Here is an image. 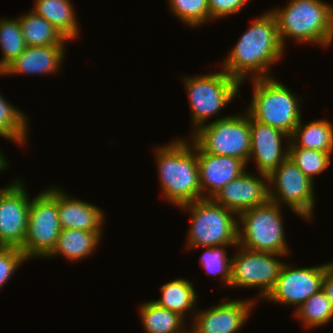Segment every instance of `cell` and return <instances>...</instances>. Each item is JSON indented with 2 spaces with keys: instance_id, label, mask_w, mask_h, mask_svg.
Returning <instances> with one entry per match:
<instances>
[{
  "instance_id": "6da1fadb",
  "label": "cell",
  "mask_w": 333,
  "mask_h": 333,
  "mask_svg": "<svg viewBox=\"0 0 333 333\" xmlns=\"http://www.w3.org/2000/svg\"><path fill=\"white\" fill-rule=\"evenodd\" d=\"M286 48L279 38L270 10L252 21L223 60L222 70L241 85L248 80L273 77L269 70L283 58ZM251 78V79H249Z\"/></svg>"
},
{
  "instance_id": "7a4b0ae2",
  "label": "cell",
  "mask_w": 333,
  "mask_h": 333,
  "mask_svg": "<svg viewBox=\"0 0 333 333\" xmlns=\"http://www.w3.org/2000/svg\"><path fill=\"white\" fill-rule=\"evenodd\" d=\"M169 143L157 146L154 151L158 181L163 199L181 207L202 199L197 144L190 137L189 141L180 137Z\"/></svg>"
},
{
  "instance_id": "3957f363",
  "label": "cell",
  "mask_w": 333,
  "mask_h": 333,
  "mask_svg": "<svg viewBox=\"0 0 333 333\" xmlns=\"http://www.w3.org/2000/svg\"><path fill=\"white\" fill-rule=\"evenodd\" d=\"M283 47L291 38L296 43L329 47L333 42V5L323 0H290L285 7L270 10ZM286 38V39H285Z\"/></svg>"
},
{
  "instance_id": "277c9868",
  "label": "cell",
  "mask_w": 333,
  "mask_h": 333,
  "mask_svg": "<svg viewBox=\"0 0 333 333\" xmlns=\"http://www.w3.org/2000/svg\"><path fill=\"white\" fill-rule=\"evenodd\" d=\"M253 95L249 116L265 125L279 129L290 137L301 120V97L274 77L253 79Z\"/></svg>"
},
{
  "instance_id": "5b68a950",
  "label": "cell",
  "mask_w": 333,
  "mask_h": 333,
  "mask_svg": "<svg viewBox=\"0 0 333 333\" xmlns=\"http://www.w3.org/2000/svg\"><path fill=\"white\" fill-rule=\"evenodd\" d=\"M190 213L186 249L238 245V216L212 198H203L179 207ZM236 218V219H235Z\"/></svg>"
},
{
  "instance_id": "8992f818",
  "label": "cell",
  "mask_w": 333,
  "mask_h": 333,
  "mask_svg": "<svg viewBox=\"0 0 333 333\" xmlns=\"http://www.w3.org/2000/svg\"><path fill=\"white\" fill-rule=\"evenodd\" d=\"M279 205L268 200L265 204L238 215V245L258 252L290 254Z\"/></svg>"
},
{
  "instance_id": "52a82bcc",
  "label": "cell",
  "mask_w": 333,
  "mask_h": 333,
  "mask_svg": "<svg viewBox=\"0 0 333 333\" xmlns=\"http://www.w3.org/2000/svg\"><path fill=\"white\" fill-rule=\"evenodd\" d=\"M182 80L191 108L192 134L232 102L242 86L222 68L219 72L185 76Z\"/></svg>"
},
{
  "instance_id": "ba28073f",
  "label": "cell",
  "mask_w": 333,
  "mask_h": 333,
  "mask_svg": "<svg viewBox=\"0 0 333 333\" xmlns=\"http://www.w3.org/2000/svg\"><path fill=\"white\" fill-rule=\"evenodd\" d=\"M190 135L204 152L241 159L248 167L251 134L250 116L246 111L243 115L218 116Z\"/></svg>"
},
{
  "instance_id": "9c48e42d",
  "label": "cell",
  "mask_w": 333,
  "mask_h": 333,
  "mask_svg": "<svg viewBox=\"0 0 333 333\" xmlns=\"http://www.w3.org/2000/svg\"><path fill=\"white\" fill-rule=\"evenodd\" d=\"M48 187L31 199L27 233L20 249L25 257L45 259L54 249L61 231L58 187Z\"/></svg>"
},
{
  "instance_id": "30bf717a",
  "label": "cell",
  "mask_w": 333,
  "mask_h": 333,
  "mask_svg": "<svg viewBox=\"0 0 333 333\" xmlns=\"http://www.w3.org/2000/svg\"><path fill=\"white\" fill-rule=\"evenodd\" d=\"M268 187L270 201L280 207L289 206L301 219L313 220L316 198L314 182L290 158L268 176Z\"/></svg>"
},
{
  "instance_id": "8fae6325",
  "label": "cell",
  "mask_w": 333,
  "mask_h": 333,
  "mask_svg": "<svg viewBox=\"0 0 333 333\" xmlns=\"http://www.w3.org/2000/svg\"><path fill=\"white\" fill-rule=\"evenodd\" d=\"M231 256V280L229 288H259L260 300H264L275 287L284 264L276 253L258 252L237 245ZM260 290V291H259Z\"/></svg>"
},
{
  "instance_id": "7c38bea8",
  "label": "cell",
  "mask_w": 333,
  "mask_h": 333,
  "mask_svg": "<svg viewBox=\"0 0 333 333\" xmlns=\"http://www.w3.org/2000/svg\"><path fill=\"white\" fill-rule=\"evenodd\" d=\"M332 263L329 261L326 264L298 268L285 262L275 287L264 300L288 307L292 305L296 310V307L322 289L324 272Z\"/></svg>"
},
{
  "instance_id": "4fadbf2b",
  "label": "cell",
  "mask_w": 333,
  "mask_h": 333,
  "mask_svg": "<svg viewBox=\"0 0 333 333\" xmlns=\"http://www.w3.org/2000/svg\"><path fill=\"white\" fill-rule=\"evenodd\" d=\"M19 178L0 189V246L20 248L27 233L31 199Z\"/></svg>"
},
{
  "instance_id": "5bb4252c",
  "label": "cell",
  "mask_w": 333,
  "mask_h": 333,
  "mask_svg": "<svg viewBox=\"0 0 333 333\" xmlns=\"http://www.w3.org/2000/svg\"><path fill=\"white\" fill-rule=\"evenodd\" d=\"M256 300L225 298L213 307L197 309L189 330L191 333H236L250 317Z\"/></svg>"
},
{
  "instance_id": "9a60e30c",
  "label": "cell",
  "mask_w": 333,
  "mask_h": 333,
  "mask_svg": "<svg viewBox=\"0 0 333 333\" xmlns=\"http://www.w3.org/2000/svg\"><path fill=\"white\" fill-rule=\"evenodd\" d=\"M247 170L227 183L212 198L217 204L235 212L237 216L269 200L268 175H255Z\"/></svg>"
},
{
  "instance_id": "2e32d148",
  "label": "cell",
  "mask_w": 333,
  "mask_h": 333,
  "mask_svg": "<svg viewBox=\"0 0 333 333\" xmlns=\"http://www.w3.org/2000/svg\"><path fill=\"white\" fill-rule=\"evenodd\" d=\"M250 157L255 159L258 173L270 175L288 158L290 136L272 126L262 124L250 117ZM286 138V142L283 139ZM286 143V147L282 145ZM285 147V149H284ZM284 150V151H283Z\"/></svg>"
},
{
  "instance_id": "e0dca14e",
  "label": "cell",
  "mask_w": 333,
  "mask_h": 333,
  "mask_svg": "<svg viewBox=\"0 0 333 333\" xmlns=\"http://www.w3.org/2000/svg\"><path fill=\"white\" fill-rule=\"evenodd\" d=\"M197 162L202 199L213 198L227 183L239 177L248 168L241 159L206 153L198 145Z\"/></svg>"
},
{
  "instance_id": "ac0fdd59",
  "label": "cell",
  "mask_w": 333,
  "mask_h": 333,
  "mask_svg": "<svg viewBox=\"0 0 333 333\" xmlns=\"http://www.w3.org/2000/svg\"><path fill=\"white\" fill-rule=\"evenodd\" d=\"M65 47V45L27 46L23 53L0 73V77L11 74L21 76L56 74L66 58Z\"/></svg>"
},
{
  "instance_id": "d6986e66",
  "label": "cell",
  "mask_w": 333,
  "mask_h": 333,
  "mask_svg": "<svg viewBox=\"0 0 333 333\" xmlns=\"http://www.w3.org/2000/svg\"><path fill=\"white\" fill-rule=\"evenodd\" d=\"M58 188V217L61 229H77L89 232H102L106 221L104 210L88 201L66 194Z\"/></svg>"
},
{
  "instance_id": "ffe728a7",
  "label": "cell",
  "mask_w": 333,
  "mask_h": 333,
  "mask_svg": "<svg viewBox=\"0 0 333 333\" xmlns=\"http://www.w3.org/2000/svg\"><path fill=\"white\" fill-rule=\"evenodd\" d=\"M102 234L103 232L61 229L54 249L46 258L61 256L69 262L85 259L97 249Z\"/></svg>"
},
{
  "instance_id": "44dd1931",
  "label": "cell",
  "mask_w": 333,
  "mask_h": 333,
  "mask_svg": "<svg viewBox=\"0 0 333 333\" xmlns=\"http://www.w3.org/2000/svg\"><path fill=\"white\" fill-rule=\"evenodd\" d=\"M73 6L71 0H35L30 10L45 18L69 42L80 36V26Z\"/></svg>"
},
{
  "instance_id": "7402d4cb",
  "label": "cell",
  "mask_w": 333,
  "mask_h": 333,
  "mask_svg": "<svg viewBox=\"0 0 333 333\" xmlns=\"http://www.w3.org/2000/svg\"><path fill=\"white\" fill-rule=\"evenodd\" d=\"M161 297L153 300L160 307L166 308L180 314L186 319L187 313L192 311L193 314L197 310L198 296L193 283L184 278H176L160 286ZM190 310V311H189ZM195 311V312H194Z\"/></svg>"
},
{
  "instance_id": "603a6c76",
  "label": "cell",
  "mask_w": 333,
  "mask_h": 333,
  "mask_svg": "<svg viewBox=\"0 0 333 333\" xmlns=\"http://www.w3.org/2000/svg\"><path fill=\"white\" fill-rule=\"evenodd\" d=\"M290 141L297 148L333 153V123L329 120L318 119L302 124V119L295 127Z\"/></svg>"
},
{
  "instance_id": "cb8c5ba5",
  "label": "cell",
  "mask_w": 333,
  "mask_h": 333,
  "mask_svg": "<svg viewBox=\"0 0 333 333\" xmlns=\"http://www.w3.org/2000/svg\"><path fill=\"white\" fill-rule=\"evenodd\" d=\"M139 316L146 333H185L186 319L180 314L160 307L153 300L139 307Z\"/></svg>"
},
{
  "instance_id": "d4e9b609",
  "label": "cell",
  "mask_w": 333,
  "mask_h": 333,
  "mask_svg": "<svg viewBox=\"0 0 333 333\" xmlns=\"http://www.w3.org/2000/svg\"><path fill=\"white\" fill-rule=\"evenodd\" d=\"M19 24L26 46L38 47L49 45H66L65 37L45 18L32 10L21 14ZM66 43V44H65Z\"/></svg>"
},
{
  "instance_id": "484cf974",
  "label": "cell",
  "mask_w": 333,
  "mask_h": 333,
  "mask_svg": "<svg viewBox=\"0 0 333 333\" xmlns=\"http://www.w3.org/2000/svg\"><path fill=\"white\" fill-rule=\"evenodd\" d=\"M29 118L19 108L14 107L0 93V136L17 143L26 145L29 134Z\"/></svg>"
},
{
  "instance_id": "4316f807",
  "label": "cell",
  "mask_w": 333,
  "mask_h": 333,
  "mask_svg": "<svg viewBox=\"0 0 333 333\" xmlns=\"http://www.w3.org/2000/svg\"><path fill=\"white\" fill-rule=\"evenodd\" d=\"M293 312L307 329L318 328L333 320V309L323 289L314 293Z\"/></svg>"
},
{
  "instance_id": "83f0119b",
  "label": "cell",
  "mask_w": 333,
  "mask_h": 333,
  "mask_svg": "<svg viewBox=\"0 0 333 333\" xmlns=\"http://www.w3.org/2000/svg\"><path fill=\"white\" fill-rule=\"evenodd\" d=\"M0 73L26 49L19 18H0Z\"/></svg>"
},
{
  "instance_id": "f1b7e54d",
  "label": "cell",
  "mask_w": 333,
  "mask_h": 333,
  "mask_svg": "<svg viewBox=\"0 0 333 333\" xmlns=\"http://www.w3.org/2000/svg\"><path fill=\"white\" fill-rule=\"evenodd\" d=\"M288 149V158H290L313 182L315 176L328 169L331 164L332 153L297 148L291 141L288 145Z\"/></svg>"
},
{
  "instance_id": "f546056e",
  "label": "cell",
  "mask_w": 333,
  "mask_h": 333,
  "mask_svg": "<svg viewBox=\"0 0 333 333\" xmlns=\"http://www.w3.org/2000/svg\"><path fill=\"white\" fill-rule=\"evenodd\" d=\"M236 247L237 245H225L215 247H202L205 249L200 257V264L206 271L205 274L219 276L221 283L229 287L231 280V259L227 257L226 247Z\"/></svg>"
},
{
  "instance_id": "4dcf8cb0",
  "label": "cell",
  "mask_w": 333,
  "mask_h": 333,
  "mask_svg": "<svg viewBox=\"0 0 333 333\" xmlns=\"http://www.w3.org/2000/svg\"><path fill=\"white\" fill-rule=\"evenodd\" d=\"M167 3L172 15L185 25L199 28L210 21L207 0H167Z\"/></svg>"
},
{
  "instance_id": "1f68e13d",
  "label": "cell",
  "mask_w": 333,
  "mask_h": 333,
  "mask_svg": "<svg viewBox=\"0 0 333 333\" xmlns=\"http://www.w3.org/2000/svg\"><path fill=\"white\" fill-rule=\"evenodd\" d=\"M27 260L20 248L0 246V288L12 278V275Z\"/></svg>"
},
{
  "instance_id": "d6a6232c",
  "label": "cell",
  "mask_w": 333,
  "mask_h": 333,
  "mask_svg": "<svg viewBox=\"0 0 333 333\" xmlns=\"http://www.w3.org/2000/svg\"><path fill=\"white\" fill-rule=\"evenodd\" d=\"M210 20L237 14L250 0H207Z\"/></svg>"
},
{
  "instance_id": "836d02e7",
  "label": "cell",
  "mask_w": 333,
  "mask_h": 333,
  "mask_svg": "<svg viewBox=\"0 0 333 333\" xmlns=\"http://www.w3.org/2000/svg\"><path fill=\"white\" fill-rule=\"evenodd\" d=\"M322 289L326 293L333 309V263L324 272Z\"/></svg>"
},
{
  "instance_id": "e575fe53",
  "label": "cell",
  "mask_w": 333,
  "mask_h": 333,
  "mask_svg": "<svg viewBox=\"0 0 333 333\" xmlns=\"http://www.w3.org/2000/svg\"><path fill=\"white\" fill-rule=\"evenodd\" d=\"M9 166V163L7 162V158L4 156L0 149V172H3L6 170ZM3 170V171H2Z\"/></svg>"
}]
</instances>
